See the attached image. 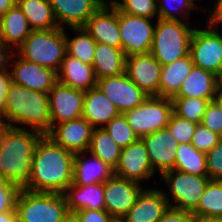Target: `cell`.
Returning a JSON list of instances; mask_svg holds the SVG:
<instances>
[{
	"label": "cell",
	"mask_w": 222,
	"mask_h": 222,
	"mask_svg": "<svg viewBox=\"0 0 222 222\" xmlns=\"http://www.w3.org/2000/svg\"><path fill=\"white\" fill-rule=\"evenodd\" d=\"M74 153L43 135L34 150L31 176L24 189L64 193L73 179Z\"/></svg>",
	"instance_id": "cell-1"
},
{
	"label": "cell",
	"mask_w": 222,
	"mask_h": 222,
	"mask_svg": "<svg viewBox=\"0 0 222 222\" xmlns=\"http://www.w3.org/2000/svg\"><path fill=\"white\" fill-rule=\"evenodd\" d=\"M2 118L11 126L20 124L47 135L51 127L48 93L27 89L9 82L5 94ZM16 124H18L16 126Z\"/></svg>",
	"instance_id": "cell-2"
},
{
	"label": "cell",
	"mask_w": 222,
	"mask_h": 222,
	"mask_svg": "<svg viewBox=\"0 0 222 222\" xmlns=\"http://www.w3.org/2000/svg\"><path fill=\"white\" fill-rule=\"evenodd\" d=\"M27 127H10L3 136L0 151V178L23 188L31 176L34 150L42 133Z\"/></svg>",
	"instance_id": "cell-3"
},
{
	"label": "cell",
	"mask_w": 222,
	"mask_h": 222,
	"mask_svg": "<svg viewBox=\"0 0 222 222\" xmlns=\"http://www.w3.org/2000/svg\"><path fill=\"white\" fill-rule=\"evenodd\" d=\"M150 53L162 66L189 55L190 40L195 28L181 20L156 19Z\"/></svg>",
	"instance_id": "cell-4"
},
{
	"label": "cell",
	"mask_w": 222,
	"mask_h": 222,
	"mask_svg": "<svg viewBox=\"0 0 222 222\" xmlns=\"http://www.w3.org/2000/svg\"><path fill=\"white\" fill-rule=\"evenodd\" d=\"M16 52L23 59L58 72L67 54L65 28L32 30Z\"/></svg>",
	"instance_id": "cell-5"
},
{
	"label": "cell",
	"mask_w": 222,
	"mask_h": 222,
	"mask_svg": "<svg viewBox=\"0 0 222 222\" xmlns=\"http://www.w3.org/2000/svg\"><path fill=\"white\" fill-rule=\"evenodd\" d=\"M17 222H63L69 215L64 194L21 188L16 199Z\"/></svg>",
	"instance_id": "cell-6"
},
{
	"label": "cell",
	"mask_w": 222,
	"mask_h": 222,
	"mask_svg": "<svg viewBox=\"0 0 222 222\" xmlns=\"http://www.w3.org/2000/svg\"><path fill=\"white\" fill-rule=\"evenodd\" d=\"M161 177L168 185L170 194L164 192V196L169 206L189 212L197 208L199 199L211 180L208 175L198 176L175 169L163 173Z\"/></svg>",
	"instance_id": "cell-7"
},
{
	"label": "cell",
	"mask_w": 222,
	"mask_h": 222,
	"mask_svg": "<svg viewBox=\"0 0 222 222\" xmlns=\"http://www.w3.org/2000/svg\"><path fill=\"white\" fill-rule=\"evenodd\" d=\"M173 113L172 98L148 96L139 106L124 113L128 124L139 138L168 125Z\"/></svg>",
	"instance_id": "cell-8"
},
{
	"label": "cell",
	"mask_w": 222,
	"mask_h": 222,
	"mask_svg": "<svg viewBox=\"0 0 222 222\" xmlns=\"http://www.w3.org/2000/svg\"><path fill=\"white\" fill-rule=\"evenodd\" d=\"M208 28V29H206ZM195 28L190 40L189 54L194 66L222 76V34L217 25Z\"/></svg>",
	"instance_id": "cell-9"
},
{
	"label": "cell",
	"mask_w": 222,
	"mask_h": 222,
	"mask_svg": "<svg viewBox=\"0 0 222 222\" xmlns=\"http://www.w3.org/2000/svg\"><path fill=\"white\" fill-rule=\"evenodd\" d=\"M155 25L151 19L119 11L121 48L127 57L150 52Z\"/></svg>",
	"instance_id": "cell-10"
},
{
	"label": "cell",
	"mask_w": 222,
	"mask_h": 222,
	"mask_svg": "<svg viewBox=\"0 0 222 222\" xmlns=\"http://www.w3.org/2000/svg\"><path fill=\"white\" fill-rule=\"evenodd\" d=\"M137 181L113 176L104 182L105 210L116 220L121 219L135 204L144 189Z\"/></svg>",
	"instance_id": "cell-11"
},
{
	"label": "cell",
	"mask_w": 222,
	"mask_h": 222,
	"mask_svg": "<svg viewBox=\"0 0 222 222\" xmlns=\"http://www.w3.org/2000/svg\"><path fill=\"white\" fill-rule=\"evenodd\" d=\"M97 87L123 114L142 104L148 97L126 73L97 79Z\"/></svg>",
	"instance_id": "cell-12"
},
{
	"label": "cell",
	"mask_w": 222,
	"mask_h": 222,
	"mask_svg": "<svg viewBox=\"0 0 222 222\" xmlns=\"http://www.w3.org/2000/svg\"><path fill=\"white\" fill-rule=\"evenodd\" d=\"M51 127L82 117L84 91L57 82L48 92Z\"/></svg>",
	"instance_id": "cell-13"
},
{
	"label": "cell",
	"mask_w": 222,
	"mask_h": 222,
	"mask_svg": "<svg viewBox=\"0 0 222 222\" xmlns=\"http://www.w3.org/2000/svg\"><path fill=\"white\" fill-rule=\"evenodd\" d=\"M16 57H18L16 59ZM14 58V60H13ZM9 70L10 81L27 89L48 93L58 82L57 72L23 59L17 52Z\"/></svg>",
	"instance_id": "cell-14"
},
{
	"label": "cell",
	"mask_w": 222,
	"mask_h": 222,
	"mask_svg": "<svg viewBox=\"0 0 222 222\" xmlns=\"http://www.w3.org/2000/svg\"><path fill=\"white\" fill-rule=\"evenodd\" d=\"M162 65L149 52L126 58V75L148 96L160 97Z\"/></svg>",
	"instance_id": "cell-15"
},
{
	"label": "cell",
	"mask_w": 222,
	"mask_h": 222,
	"mask_svg": "<svg viewBox=\"0 0 222 222\" xmlns=\"http://www.w3.org/2000/svg\"><path fill=\"white\" fill-rule=\"evenodd\" d=\"M154 173L141 138L121 149L118 165L114 169L115 176L141 183L140 181L149 180Z\"/></svg>",
	"instance_id": "cell-16"
},
{
	"label": "cell",
	"mask_w": 222,
	"mask_h": 222,
	"mask_svg": "<svg viewBox=\"0 0 222 222\" xmlns=\"http://www.w3.org/2000/svg\"><path fill=\"white\" fill-rule=\"evenodd\" d=\"M149 154L150 164L155 172L163 173L173 170L178 141L165 127L141 137Z\"/></svg>",
	"instance_id": "cell-17"
},
{
	"label": "cell",
	"mask_w": 222,
	"mask_h": 222,
	"mask_svg": "<svg viewBox=\"0 0 222 222\" xmlns=\"http://www.w3.org/2000/svg\"><path fill=\"white\" fill-rule=\"evenodd\" d=\"M94 127L83 117L56 124L47 134L72 153L88 151Z\"/></svg>",
	"instance_id": "cell-18"
},
{
	"label": "cell",
	"mask_w": 222,
	"mask_h": 222,
	"mask_svg": "<svg viewBox=\"0 0 222 222\" xmlns=\"http://www.w3.org/2000/svg\"><path fill=\"white\" fill-rule=\"evenodd\" d=\"M60 28L83 27L102 6L99 0H48Z\"/></svg>",
	"instance_id": "cell-19"
},
{
	"label": "cell",
	"mask_w": 222,
	"mask_h": 222,
	"mask_svg": "<svg viewBox=\"0 0 222 222\" xmlns=\"http://www.w3.org/2000/svg\"><path fill=\"white\" fill-rule=\"evenodd\" d=\"M83 28L97 43L121 48L119 10L116 7H101Z\"/></svg>",
	"instance_id": "cell-20"
},
{
	"label": "cell",
	"mask_w": 222,
	"mask_h": 222,
	"mask_svg": "<svg viewBox=\"0 0 222 222\" xmlns=\"http://www.w3.org/2000/svg\"><path fill=\"white\" fill-rule=\"evenodd\" d=\"M168 207L163 190L145 188L120 222H158Z\"/></svg>",
	"instance_id": "cell-21"
},
{
	"label": "cell",
	"mask_w": 222,
	"mask_h": 222,
	"mask_svg": "<svg viewBox=\"0 0 222 222\" xmlns=\"http://www.w3.org/2000/svg\"><path fill=\"white\" fill-rule=\"evenodd\" d=\"M86 154L88 151L74 153L72 184L82 186L101 184L115 175L114 168L93 154H90L91 160H84Z\"/></svg>",
	"instance_id": "cell-22"
},
{
	"label": "cell",
	"mask_w": 222,
	"mask_h": 222,
	"mask_svg": "<svg viewBox=\"0 0 222 222\" xmlns=\"http://www.w3.org/2000/svg\"><path fill=\"white\" fill-rule=\"evenodd\" d=\"M220 84V78L213 72L193 66L174 97H196L214 101Z\"/></svg>",
	"instance_id": "cell-23"
},
{
	"label": "cell",
	"mask_w": 222,
	"mask_h": 222,
	"mask_svg": "<svg viewBox=\"0 0 222 222\" xmlns=\"http://www.w3.org/2000/svg\"><path fill=\"white\" fill-rule=\"evenodd\" d=\"M120 112L112 101L96 86L84 91L82 117L94 128H103Z\"/></svg>",
	"instance_id": "cell-24"
},
{
	"label": "cell",
	"mask_w": 222,
	"mask_h": 222,
	"mask_svg": "<svg viewBox=\"0 0 222 222\" xmlns=\"http://www.w3.org/2000/svg\"><path fill=\"white\" fill-rule=\"evenodd\" d=\"M58 82L83 91L95 88L97 79L92 65L66 54L57 72Z\"/></svg>",
	"instance_id": "cell-25"
},
{
	"label": "cell",
	"mask_w": 222,
	"mask_h": 222,
	"mask_svg": "<svg viewBox=\"0 0 222 222\" xmlns=\"http://www.w3.org/2000/svg\"><path fill=\"white\" fill-rule=\"evenodd\" d=\"M63 194L71 214L83 209L105 210L104 183L87 186L71 184Z\"/></svg>",
	"instance_id": "cell-26"
},
{
	"label": "cell",
	"mask_w": 222,
	"mask_h": 222,
	"mask_svg": "<svg viewBox=\"0 0 222 222\" xmlns=\"http://www.w3.org/2000/svg\"><path fill=\"white\" fill-rule=\"evenodd\" d=\"M32 31L27 18L17 4L0 16V41L14 46L15 51Z\"/></svg>",
	"instance_id": "cell-27"
},
{
	"label": "cell",
	"mask_w": 222,
	"mask_h": 222,
	"mask_svg": "<svg viewBox=\"0 0 222 222\" xmlns=\"http://www.w3.org/2000/svg\"><path fill=\"white\" fill-rule=\"evenodd\" d=\"M126 58L122 48L97 43L92 64L96 79L125 73Z\"/></svg>",
	"instance_id": "cell-28"
},
{
	"label": "cell",
	"mask_w": 222,
	"mask_h": 222,
	"mask_svg": "<svg viewBox=\"0 0 222 222\" xmlns=\"http://www.w3.org/2000/svg\"><path fill=\"white\" fill-rule=\"evenodd\" d=\"M194 63L189 55L162 66L160 75V97L173 98L189 75Z\"/></svg>",
	"instance_id": "cell-29"
},
{
	"label": "cell",
	"mask_w": 222,
	"mask_h": 222,
	"mask_svg": "<svg viewBox=\"0 0 222 222\" xmlns=\"http://www.w3.org/2000/svg\"><path fill=\"white\" fill-rule=\"evenodd\" d=\"M32 30L58 28L52 7L48 0H16Z\"/></svg>",
	"instance_id": "cell-30"
},
{
	"label": "cell",
	"mask_w": 222,
	"mask_h": 222,
	"mask_svg": "<svg viewBox=\"0 0 222 222\" xmlns=\"http://www.w3.org/2000/svg\"><path fill=\"white\" fill-rule=\"evenodd\" d=\"M174 169L193 175H208L206 153L197 150L191 143L178 144Z\"/></svg>",
	"instance_id": "cell-31"
},
{
	"label": "cell",
	"mask_w": 222,
	"mask_h": 222,
	"mask_svg": "<svg viewBox=\"0 0 222 222\" xmlns=\"http://www.w3.org/2000/svg\"><path fill=\"white\" fill-rule=\"evenodd\" d=\"M121 149L104 128H94L88 153L115 169L120 159Z\"/></svg>",
	"instance_id": "cell-32"
},
{
	"label": "cell",
	"mask_w": 222,
	"mask_h": 222,
	"mask_svg": "<svg viewBox=\"0 0 222 222\" xmlns=\"http://www.w3.org/2000/svg\"><path fill=\"white\" fill-rule=\"evenodd\" d=\"M70 29L76 32V36L70 39L65 32L67 55L79 59L85 64L92 65L97 42L83 27Z\"/></svg>",
	"instance_id": "cell-33"
},
{
	"label": "cell",
	"mask_w": 222,
	"mask_h": 222,
	"mask_svg": "<svg viewBox=\"0 0 222 222\" xmlns=\"http://www.w3.org/2000/svg\"><path fill=\"white\" fill-rule=\"evenodd\" d=\"M196 216L222 219V182L210 180L204 194L199 199L197 208L193 211Z\"/></svg>",
	"instance_id": "cell-34"
},
{
	"label": "cell",
	"mask_w": 222,
	"mask_h": 222,
	"mask_svg": "<svg viewBox=\"0 0 222 222\" xmlns=\"http://www.w3.org/2000/svg\"><path fill=\"white\" fill-rule=\"evenodd\" d=\"M173 112L179 117L200 124L211 101L200 98L173 97Z\"/></svg>",
	"instance_id": "cell-35"
},
{
	"label": "cell",
	"mask_w": 222,
	"mask_h": 222,
	"mask_svg": "<svg viewBox=\"0 0 222 222\" xmlns=\"http://www.w3.org/2000/svg\"><path fill=\"white\" fill-rule=\"evenodd\" d=\"M195 1L196 0H157L158 18L180 20L179 17H181V20L186 22V19L190 18L189 15L193 9L201 8L195 4ZM176 14L180 16L178 17Z\"/></svg>",
	"instance_id": "cell-36"
},
{
	"label": "cell",
	"mask_w": 222,
	"mask_h": 222,
	"mask_svg": "<svg viewBox=\"0 0 222 222\" xmlns=\"http://www.w3.org/2000/svg\"><path fill=\"white\" fill-rule=\"evenodd\" d=\"M103 128L121 148H125L139 139L138 135L128 124L127 118L123 113L114 117Z\"/></svg>",
	"instance_id": "cell-37"
},
{
	"label": "cell",
	"mask_w": 222,
	"mask_h": 222,
	"mask_svg": "<svg viewBox=\"0 0 222 222\" xmlns=\"http://www.w3.org/2000/svg\"><path fill=\"white\" fill-rule=\"evenodd\" d=\"M116 8L130 15L158 19L157 0H123Z\"/></svg>",
	"instance_id": "cell-38"
},
{
	"label": "cell",
	"mask_w": 222,
	"mask_h": 222,
	"mask_svg": "<svg viewBox=\"0 0 222 222\" xmlns=\"http://www.w3.org/2000/svg\"><path fill=\"white\" fill-rule=\"evenodd\" d=\"M166 127L179 144L191 143L197 123L181 118L173 112Z\"/></svg>",
	"instance_id": "cell-39"
},
{
	"label": "cell",
	"mask_w": 222,
	"mask_h": 222,
	"mask_svg": "<svg viewBox=\"0 0 222 222\" xmlns=\"http://www.w3.org/2000/svg\"><path fill=\"white\" fill-rule=\"evenodd\" d=\"M20 189L18 185L0 178V213L16 211V199Z\"/></svg>",
	"instance_id": "cell-40"
},
{
	"label": "cell",
	"mask_w": 222,
	"mask_h": 222,
	"mask_svg": "<svg viewBox=\"0 0 222 222\" xmlns=\"http://www.w3.org/2000/svg\"><path fill=\"white\" fill-rule=\"evenodd\" d=\"M220 141L219 135L197 124L191 144L199 151L207 153Z\"/></svg>",
	"instance_id": "cell-41"
},
{
	"label": "cell",
	"mask_w": 222,
	"mask_h": 222,
	"mask_svg": "<svg viewBox=\"0 0 222 222\" xmlns=\"http://www.w3.org/2000/svg\"><path fill=\"white\" fill-rule=\"evenodd\" d=\"M208 176L211 180L222 179V141L206 153Z\"/></svg>",
	"instance_id": "cell-42"
},
{
	"label": "cell",
	"mask_w": 222,
	"mask_h": 222,
	"mask_svg": "<svg viewBox=\"0 0 222 222\" xmlns=\"http://www.w3.org/2000/svg\"><path fill=\"white\" fill-rule=\"evenodd\" d=\"M200 124L219 135L222 130V108L215 100L209 103Z\"/></svg>",
	"instance_id": "cell-43"
},
{
	"label": "cell",
	"mask_w": 222,
	"mask_h": 222,
	"mask_svg": "<svg viewBox=\"0 0 222 222\" xmlns=\"http://www.w3.org/2000/svg\"><path fill=\"white\" fill-rule=\"evenodd\" d=\"M73 214L80 222H117L106 210L83 209Z\"/></svg>",
	"instance_id": "cell-44"
},
{
	"label": "cell",
	"mask_w": 222,
	"mask_h": 222,
	"mask_svg": "<svg viewBox=\"0 0 222 222\" xmlns=\"http://www.w3.org/2000/svg\"><path fill=\"white\" fill-rule=\"evenodd\" d=\"M158 222H194V213L169 206Z\"/></svg>",
	"instance_id": "cell-45"
},
{
	"label": "cell",
	"mask_w": 222,
	"mask_h": 222,
	"mask_svg": "<svg viewBox=\"0 0 222 222\" xmlns=\"http://www.w3.org/2000/svg\"><path fill=\"white\" fill-rule=\"evenodd\" d=\"M16 51L0 41V73L9 72L10 63Z\"/></svg>",
	"instance_id": "cell-46"
},
{
	"label": "cell",
	"mask_w": 222,
	"mask_h": 222,
	"mask_svg": "<svg viewBox=\"0 0 222 222\" xmlns=\"http://www.w3.org/2000/svg\"><path fill=\"white\" fill-rule=\"evenodd\" d=\"M10 82L9 72L0 73V118H2V109L5 101V94Z\"/></svg>",
	"instance_id": "cell-47"
},
{
	"label": "cell",
	"mask_w": 222,
	"mask_h": 222,
	"mask_svg": "<svg viewBox=\"0 0 222 222\" xmlns=\"http://www.w3.org/2000/svg\"><path fill=\"white\" fill-rule=\"evenodd\" d=\"M215 2V7L208 11L212 13L207 18L209 20L207 23L218 26V23L222 20V0H216Z\"/></svg>",
	"instance_id": "cell-48"
},
{
	"label": "cell",
	"mask_w": 222,
	"mask_h": 222,
	"mask_svg": "<svg viewBox=\"0 0 222 222\" xmlns=\"http://www.w3.org/2000/svg\"><path fill=\"white\" fill-rule=\"evenodd\" d=\"M0 222H17L16 211H6L0 213Z\"/></svg>",
	"instance_id": "cell-49"
},
{
	"label": "cell",
	"mask_w": 222,
	"mask_h": 222,
	"mask_svg": "<svg viewBox=\"0 0 222 222\" xmlns=\"http://www.w3.org/2000/svg\"><path fill=\"white\" fill-rule=\"evenodd\" d=\"M16 4V0H0V16L5 14Z\"/></svg>",
	"instance_id": "cell-50"
},
{
	"label": "cell",
	"mask_w": 222,
	"mask_h": 222,
	"mask_svg": "<svg viewBox=\"0 0 222 222\" xmlns=\"http://www.w3.org/2000/svg\"><path fill=\"white\" fill-rule=\"evenodd\" d=\"M10 127L11 126L3 118H0V151L3 136L7 133Z\"/></svg>",
	"instance_id": "cell-51"
},
{
	"label": "cell",
	"mask_w": 222,
	"mask_h": 222,
	"mask_svg": "<svg viewBox=\"0 0 222 222\" xmlns=\"http://www.w3.org/2000/svg\"><path fill=\"white\" fill-rule=\"evenodd\" d=\"M102 7H117L123 0H99Z\"/></svg>",
	"instance_id": "cell-52"
},
{
	"label": "cell",
	"mask_w": 222,
	"mask_h": 222,
	"mask_svg": "<svg viewBox=\"0 0 222 222\" xmlns=\"http://www.w3.org/2000/svg\"><path fill=\"white\" fill-rule=\"evenodd\" d=\"M194 222H222V219L200 217L194 214Z\"/></svg>",
	"instance_id": "cell-53"
},
{
	"label": "cell",
	"mask_w": 222,
	"mask_h": 222,
	"mask_svg": "<svg viewBox=\"0 0 222 222\" xmlns=\"http://www.w3.org/2000/svg\"><path fill=\"white\" fill-rule=\"evenodd\" d=\"M215 101L221 106L222 108V85L218 87L217 94L215 97Z\"/></svg>",
	"instance_id": "cell-54"
},
{
	"label": "cell",
	"mask_w": 222,
	"mask_h": 222,
	"mask_svg": "<svg viewBox=\"0 0 222 222\" xmlns=\"http://www.w3.org/2000/svg\"><path fill=\"white\" fill-rule=\"evenodd\" d=\"M63 222H80V221L74 214L69 213V215L64 219Z\"/></svg>",
	"instance_id": "cell-55"
},
{
	"label": "cell",
	"mask_w": 222,
	"mask_h": 222,
	"mask_svg": "<svg viewBox=\"0 0 222 222\" xmlns=\"http://www.w3.org/2000/svg\"><path fill=\"white\" fill-rule=\"evenodd\" d=\"M219 139L222 141V130L219 133Z\"/></svg>",
	"instance_id": "cell-56"
}]
</instances>
